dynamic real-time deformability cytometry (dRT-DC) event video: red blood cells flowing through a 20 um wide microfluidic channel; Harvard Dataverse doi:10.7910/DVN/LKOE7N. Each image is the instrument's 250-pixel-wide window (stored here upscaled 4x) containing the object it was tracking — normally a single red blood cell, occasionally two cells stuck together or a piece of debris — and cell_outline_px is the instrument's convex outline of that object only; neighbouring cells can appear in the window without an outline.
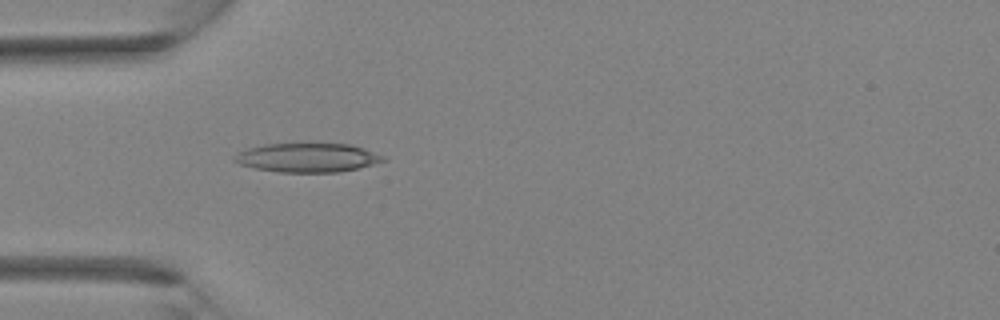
{"species": "Egyptian fruit bat (a non-hibernating species)", "species_latin": "Rousettus aegyptiacus", "temperature_condition": "room temperature", "stored_images_in_passage": 26, "camera_frame_rate_fps": 3000, "um_per_image_px": 0.085, "animal": {"sex": "female"}, "frame": {"image": 1, "passage_image": 1, "time_ms": 0.0, "image_size_px": [1000, 320], "cell_outline_px": [[388, 160], [356, 168], [336, 172], [280, 172], [256, 168], [240, 164], [232, 160], [232, 156], [248, 148], [264, 144], [348, 144], [364, 148], [384, 156]], "centroid_in_image_um": [26.12, 13.4], "position_along_channel_um": 58.9, "area_um2": 24.85}}
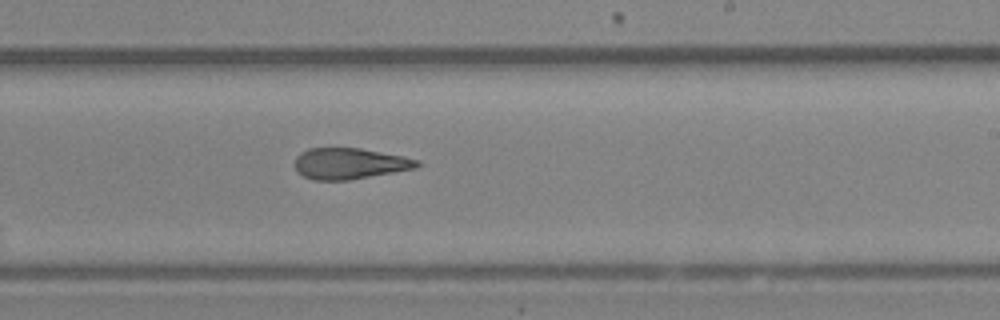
{"frame": {"image": 2, "passage_image": 12, "time_ms": 3.667, "image_size_px": [1000, 320], "cell_outline_px": [[420, 164], [416, 168], [348, 180], [312, 180], [296, 172], [292, 164], [296, 156], [300, 152], [308, 148], [360, 148], [420, 160]], "centroid_in_image_um": [29.63, 13.9], "position_along_channel_um": 259.4, "area_um2": 22.2}}
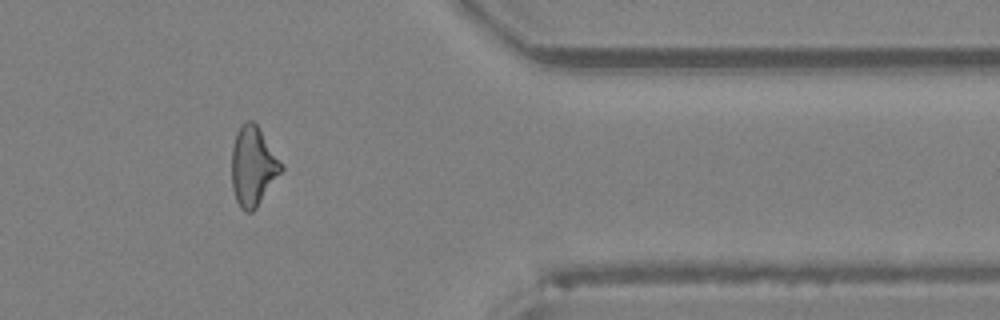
{"frame": {"image": 3, "passage_image": 20, "time_ms": 6.333, "image_size_px": [1000, 320], "cell_outline_px": [[284, 168], [256, 208], [252, 212], [244, 212], [240, 208], [236, 200], [232, 188], [232, 148], [236, 132], [240, 124], [248, 120], [252, 120], [260, 128], [284, 164]], "centroid_in_image_um": [21.51, 14.11], "position_along_channel_um": 389.9, "area_um2": 23.18}}